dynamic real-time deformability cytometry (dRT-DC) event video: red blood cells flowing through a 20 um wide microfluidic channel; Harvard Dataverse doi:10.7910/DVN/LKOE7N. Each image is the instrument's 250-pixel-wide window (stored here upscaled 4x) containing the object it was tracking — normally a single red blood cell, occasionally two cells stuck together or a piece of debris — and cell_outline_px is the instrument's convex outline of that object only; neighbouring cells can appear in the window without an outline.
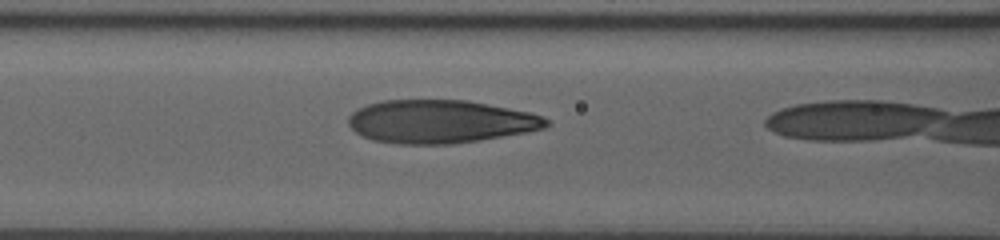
{"species": "human", "species_latin": "Homo sapiens", "temperature_condition": "room temperature", "stored_images_in_passage": 25, "camera_frame_rate_fps": 3000, "um_per_image_px": 0.085, "donor": {"sex": "male"}, "frame": {"image": 1, "passage_image": 24, "time_ms": 7.667, "image_size_px": [1000, 240], "cell_outline_px": [[548, 124], [544, 128], [524, 132], [452, 144], [396, 144], [372, 140], [356, 132], [348, 124], [348, 116], [352, 112], [368, 104], [384, 100], [468, 100], [528, 112], [544, 116], [548, 120]], "centroid_in_image_um": [37.38, 10.33], "position_along_channel_um": 129.2, "area_um2": 49.42}}